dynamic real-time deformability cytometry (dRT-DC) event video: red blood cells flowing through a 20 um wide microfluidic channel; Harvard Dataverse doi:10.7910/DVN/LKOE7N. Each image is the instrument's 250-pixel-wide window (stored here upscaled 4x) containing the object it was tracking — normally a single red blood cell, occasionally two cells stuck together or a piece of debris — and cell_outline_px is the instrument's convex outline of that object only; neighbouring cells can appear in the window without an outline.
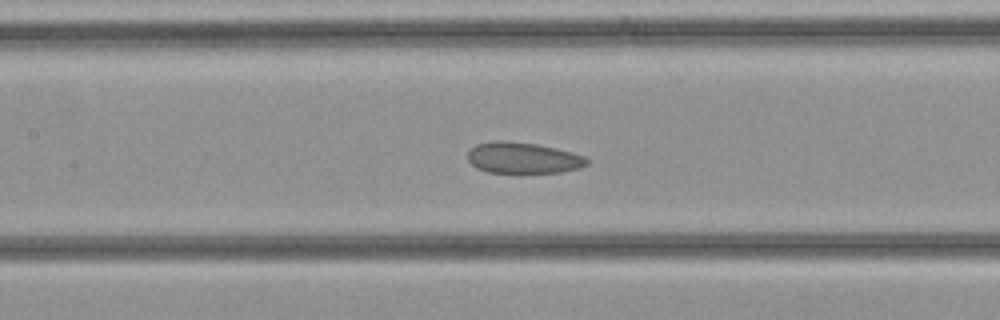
{"species": "common noctule bat (a hibernating species)", "species_latin": "Nyctalus noctula", "temperature_condition": "cold", "stored_images_in_passage": 36, "camera_frame_rate_fps": 3000, "um_per_image_px": 0.085, "animal": {"sex": "female", "body_mass_g": 21.9}, "frame": {"image": 1, "passage_image": 16, "time_ms": 5.0, "image_size_px": [1000, 320], "cell_outline_px": [[588, 164], [580, 168], [560, 172], [488, 172], [476, 168], [468, 160], [468, 152], [476, 144], [496, 140], [504, 140], [536, 144], [556, 148], [572, 152], [584, 156], [588, 160]], "centroid_in_image_um": [44.45, 13.41], "position_along_channel_um": 162.9, "area_um2": 21.5}}
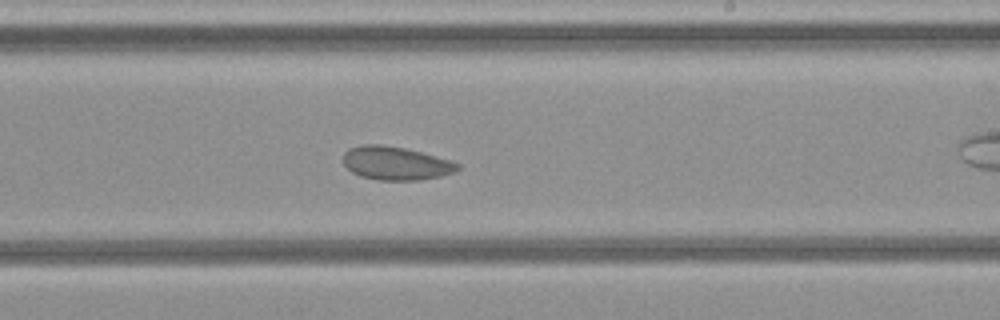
{"frame": {"image": 2, "passage_image": 21, "time_ms": 6.667, "image_size_px": [1000, 320], "cell_outline_px": [[460, 168], [456, 172], [440, 176], [416, 180], [380, 180], [360, 176], [352, 172], [344, 164], [344, 152], [348, 148], [364, 144], [380, 144], [404, 148], [452, 160], [460, 164]], "centroid_in_image_um": [33.65, 13.87], "position_along_channel_um": 255.3, "area_um2": 22.25}}
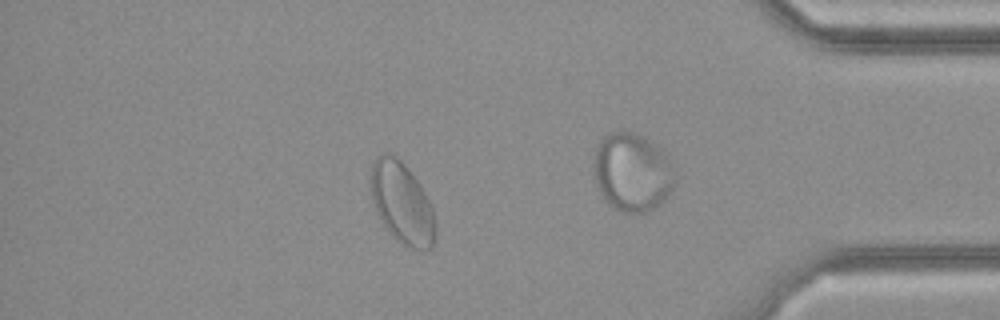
{"frame": {"image": 3, "passage_image": 31, "time_ms": 10.0, "image_size_px": [1000, 320], "cell_outline_px": [[432, 248], [412, 248], [404, 244], [384, 224], [376, 212], [372, 200], [372, 164], [376, 156], [384, 152], [396, 156], [408, 168], [424, 192], [432, 208]], "centroid_in_image_um": [34.12, 17.17], "position_along_channel_um": 401.1, "area_um2": 29.13}}